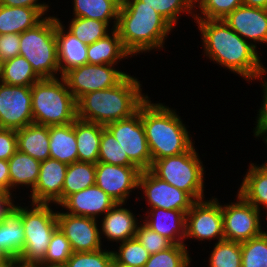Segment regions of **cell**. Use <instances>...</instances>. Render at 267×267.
I'll use <instances>...</instances> for the list:
<instances>
[{
  "label": "cell",
  "instance_id": "obj_1",
  "mask_svg": "<svg viewBox=\"0 0 267 267\" xmlns=\"http://www.w3.org/2000/svg\"><path fill=\"white\" fill-rule=\"evenodd\" d=\"M193 23L198 25L205 58L225 71L238 74L249 84L267 74L260 51L241 38L223 19H194Z\"/></svg>",
  "mask_w": 267,
  "mask_h": 267
},
{
  "label": "cell",
  "instance_id": "obj_2",
  "mask_svg": "<svg viewBox=\"0 0 267 267\" xmlns=\"http://www.w3.org/2000/svg\"><path fill=\"white\" fill-rule=\"evenodd\" d=\"M124 48L133 56L163 50L174 28L139 0H122L115 28Z\"/></svg>",
  "mask_w": 267,
  "mask_h": 267
},
{
  "label": "cell",
  "instance_id": "obj_3",
  "mask_svg": "<svg viewBox=\"0 0 267 267\" xmlns=\"http://www.w3.org/2000/svg\"><path fill=\"white\" fill-rule=\"evenodd\" d=\"M141 83L130 73L116 86L84 94L76 101L77 118L106 126L131 117L149 97Z\"/></svg>",
  "mask_w": 267,
  "mask_h": 267
},
{
  "label": "cell",
  "instance_id": "obj_4",
  "mask_svg": "<svg viewBox=\"0 0 267 267\" xmlns=\"http://www.w3.org/2000/svg\"><path fill=\"white\" fill-rule=\"evenodd\" d=\"M141 120L152 162L189 151L195 144L176 109L148 97L141 104ZM194 141V142H193Z\"/></svg>",
  "mask_w": 267,
  "mask_h": 267
},
{
  "label": "cell",
  "instance_id": "obj_5",
  "mask_svg": "<svg viewBox=\"0 0 267 267\" xmlns=\"http://www.w3.org/2000/svg\"><path fill=\"white\" fill-rule=\"evenodd\" d=\"M31 94L35 124L67 125L77 119L76 100L62 76L41 78L31 86Z\"/></svg>",
  "mask_w": 267,
  "mask_h": 267
},
{
  "label": "cell",
  "instance_id": "obj_6",
  "mask_svg": "<svg viewBox=\"0 0 267 267\" xmlns=\"http://www.w3.org/2000/svg\"><path fill=\"white\" fill-rule=\"evenodd\" d=\"M21 203L16 202L13 206L21 216L25 233L24 249L17 260L24 263H40L44 259L54 231L58 228V206L54 208V204L35 203H27L26 206L25 203Z\"/></svg>",
  "mask_w": 267,
  "mask_h": 267
},
{
  "label": "cell",
  "instance_id": "obj_7",
  "mask_svg": "<svg viewBox=\"0 0 267 267\" xmlns=\"http://www.w3.org/2000/svg\"><path fill=\"white\" fill-rule=\"evenodd\" d=\"M195 145L187 152L152 162L150 171L170 185L188 193L195 201L205 198V166Z\"/></svg>",
  "mask_w": 267,
  "mask_h": 267
},
{
  "label": "cell",
  "instance_id": "obj_8",
  "mask_svg": "<svg viewBox=\"0 0 267 267\" xmlns=\"http://www.w3.org/2000/svg\"><path fill=\"white\" fill-rule=\"evenodd\" d=\"M55 31L54 14L20 34L19 55L31 64L40 78L60 77Z\"/></svg>",
  "mask_w": 267,
  "mask_h": 267
},
{
  "label": "cell",
  "instance_id": "obj_9",
  "mask_svg": "<svg viewBox=\"0 0 267 267\" xmlns=\"http://www.w3.org/2000/svg\"><path fill=\"white\" fill-rule=\"evenodd\" d=\"M188 239L201 241V243L203 241L205 243L206 240L208 242L225 240L222 206L218 198L212 196L194 202L186 213V237L184 240L186 247H189L186 242Z\"/></svg>",
  "mask_w": 267,
  "mask_h": 267
},
{
  "label": "cell",
  "instance_id": "obj_10",
  "mask_svg": "<svg viewBox=\"0 0 267 267\" xmlns=\"http://www.w3.org/2000/svg\"><path fill=\"white\" fill-rule=\"evenodd\" d=\"M234 202L222 206L224 238L228 241L245 242L261 235L265 229L262 225L260 210L248 203L239 193ZM263 227V228H262Z\"/></svg>",
  "mask_w": 267,
  "mask_h": 267
},
{
  "label": "cell",
  "instance_id": "obj_11",
  "mask_svg": "<svg viewBox=\"0 0 267 267\" xmlns=\"http://www.w3.org/2000/svg\"><path fill=\"white\" fill-rule=\"evenodd\" d=\"M118 140L124 155L141 171L150 169L152 156L141 120V105L131 117L105 126Z\"/></svg>",
  "mask_w": 267,
  "mask_h": 267
},
{
  "label": "cell",
  "instance_id": "obj_12",
  "mask_svg": "<svg viewBox=\"0 0 267 267\" xmlns=\"http://www.w3.org/2000/svg\"><path fill=\"white\" fill-rule=\"evenodd\" d=\"M114 65L85 64L67 71L64 78L68 89L77 101L84 94L116 86L127 74Z\"/></svg>",
  "mask_w": 267,
  "mask_h": 267
},
{
  "label": "cell",
  "instance_id": "obj_13",
  "mask_svg": "<svg viewBox=\"0 0 267 267\" xmlns=\"http://www.w3.org/2000/svg\"><path fill=\"white\" fill-rule=\"evenodd\" d=\"M141 190V193L140 191ZM147 203V210L151 208H163L166 210H179L187 213L195 200L183 190L170 185L166 181L155 176L149 169L140 173L137 194Z\"/></svg>",
  "mask_w": 267,
  "mask_h": 267
},
{
  "label": "cell",
  "instance_id": "obj_14",
  "mask_svg": "<svg viewBox=\"0 0 267 267\" xmlns=\"http://www.w3.org/2000/svg\"><path fill=\"white\" fill-rule=\"evenodd\" d=\"M31 86L0 83V128L19 130L33 122Z\"/></svg>",
  "mask_w": 267,
  "mask_h": 267
},
{
  "label": "cell",
  "instance_id": "obj_15",
  "mask_svg": "<svg viewBox=\"0 0 267 267\" xmlns=\"http://www.w3.org/2000/svg\"><path fill=\"white\" fill-rule=\"evenodd\" d=\"M141 170L137 166H120L108 163H96L95 185L100 187L106 194L117 203H128L138 191V180Z\"/></svg>",
  "mask_w": 267,
  "mask_h": 267
},
{
  "label": "cell",
  "instance_id": "obj_16",
  "mask_svg": "<svg viewBox=\"0 0 267 267\" xmlns=\"http://www.w3.org/2000/svg\"><path fill=\"white\" fill-rule=\"evenodd\" d=\"M59 229L70 242L73 252H92L103 248L99 222L90 217L72 215L57 211Z\"/></svg>",
  "mask_w": 267,
  "mask_h": 267
},
{
  "label": "cell",
  "instance_id": "obj_17",
  "mask_svg": "<svg viewBox=\"0 0 267 267\" xmlns=\"http://www.w3.org/2000/svg\"><path fill=\"white\" fill-rule=\"evenodd\" d=\"M67 166L51 158L41 162L37 184L29 194H26L30 198L28 200H31L28 202L59 206L62 203V189Z\"/></svg>",
  "mask_w": 267,
  "mask_h": 267
},
{
  "label": "cell",
  "instance_id": "obj_18",
  "mask_svg": "<svg viewBox=\"0 0 267 267\" xmlns=\"http://www.w3.org/2000/svg\"><path fill=\"white\" fill-rule=\"evenodd\" d=\"M241 38L257 44L267 45V9L241 5L223 19Z\"/></svg>",
  "mask_w": 267,
  "mask_h": 267
},
{
  "label": "cell",
  "instance_id": "obj_19",
  "mask_svg": "<svg viewBox=\"0 0 267 267\" xmlns=\"http://www.w3.org/2000/svg\"><path fill=\"white\" fill-rule=\"evenodd\" d=\"M124 206H126L124 202L116 203L100 218L101 221L98 220L100 238L101 241L103 240L102 244L106 239L109 245L112 242L118 244L135 237L137 227L142 222V217L139 213L135 214L133 210L129 209L130 207Z\"/></svg>",
  "mask_w": 267,
  "mask_h": 267
},
{
  "label": "cell",
  "instance_id": "obj_20",
  "mask_svg": "<svg viewBox=\"0 0 267 267\" xmlns=\"http://www.w3.org/2000/svg\"><path fill=\"white\" fill-rule=\"evenodd\" d=\"M117 202L100 187L93 185L69 195L58 208L63 212L100 220Z\"/></svg>",
  "mask_w": 267,
  "mask_h": 267
},
{
  "label": "cell",
  "instance_id": "obj_21",
  "mask_svg": "<svg viewBox=\"0 0 267 267\" xmlns=\"http://www.w3.org/2000/svg\"><path fill=\"white\" fill-rule=\"evenodd\" d=\"M142 222L152 231L170 240L173 244H184L186 237V213L179 210L151 208L142 214Z\"/></svg>",
  "mask_w": 267,
  "mask_h": 267
},
{
  "label": "cell",
  "instance_id": "obj_22",
  "mask_svg": "<svg viewBox=\"0 0 267 267\" xmlns=\"http://www.w3.org/2000/svg\"><path fill=\"white\" fill-rule=\"evenodd\" d=\"M56 15V41L60 76L67 71L87 64L88 45L79 41Z\"/></svg>",
  "mask_w": 267,
  "mask_h": 267
},
{
  "label": "cell",
  "instance_id": "obj_23",
  "mask_svg": "<svg viewBox=\"0 0 267 267\" xmlns=\"http://www.w3.org/2000/svg\"><path fill=\"white\" fill-rule=\"evenodd\" d=\"M10 176V195L15 199L16 189L31 192L37 184L41 162L17 150L8 160ZM21 187V188H20ZM24 187V188H23ZM30 189V191H29ZM15 192V193H13Z\"/></svg>",
  "mask_w": 267,
  "mask_h": 267
},
{
  "label": "cell",
  "instance_id": "obj_24",
  "mask_svg": "<svg viewBox=\"0 0 267 267\" xmlns=\"http://www.w3.org/2000/svg\"><path fill=\"white\" fill-rule=\"evenodd\" d=\"M87 64H109L118 66L132 55L124 48L116 29H113L105 37L100 38L93 44L88 45Z\"/></svg>",
  "mask_w": 267,
  "mask_h": 267
},
{
  "label": "cell",
  "instance_id": "obj_25",
  "mask_svg": "<svg viewBox=\"0 0 267 267\" xmlns=\"http://www.w3.org/2000/svg\"><path fill=\"white\" fill-rule=\"evenodd\" d=\"M237 192L256 209L267 210V166L249 163Z\"/></svg>",
  "mask_w": 267,
  "mask_h": 267
},
{
  "label": "cell",
  "instance_id": "obj_26",
  "mask_svg": "<svg viewBox=\"0 0 267 267\" xmlns=\"http://www.w3.org/2000/svg\"><path fill=\"white\" fill-rule=\"evenodd\" d=\"M16 134L20 152L40 162L50 158L49 126L32 123L17 130Z\"/></svg>",
  "mask_w": 267,
  "mask_h": 267
},
{
  "label": "cell",
  "instance_id": "obj_27",
  "mask_svg": "<svg viewBox=\"0 0 267 267\" xmlns=\"http://www.w3.org/2000/svg\"><path fill=\"white\" fill-rule=\"evenodd\" d=\"M50 158L67 165L78 161V150L73 123L49 126Z\"/></svg>",
  "mask_w": 267,
  "mask_h": 267
},
{
  "label": "cell",
  "instance_id": "obj_28",
  "mask_svg": "<svg viewBox=\"0 0 267 267\" xmlns=\"http://www.w3.org/2000/svg\"><path fill=\"white\" fill-rule=\"evenodd\" d=\"M45 16L36 8L0 5V35L26 31L40 23Z\"/></svg>",
  "mask_w": 267,
  "mask_h": 267
},
{
  "label": "cell",
  "instance_id": "obj_29",
  "mask_svg": "<svg viewBox=\"0 0 267 267\" xmlns=\"http://www.w3.org/2000/svg\"><path fill=\"white\" fill-rule=\"evenodd\" d=\"M75 129L78 161L97 163L102 130L105 126L76 119L73 122Z\"/></svg>",
  "mask_w": 267,
  "mask_h": 267
},
{
  "label": "cell",
  "instance_id": "obj_30",
  "mask_svg": "<svg viewBox=\"0 0 267 267\" xmlns=\"http://www.w3.org/2000/svg\"><path fill=\"white\" fill-rule=\"evenodd\" d=\"M122 0H72V17L100 20L115 29ZM113 23V24H112Z\"/></svg>",
  "mask_w": 267,
  "mask_h": 267
},
{
  "label": "cell",
  "instance_id": "obj_31",
  "mask_svg": "<svg viewBox=\"0 0 267 267\" xmlns=\"http://www.w3.org/2000/svg\"><path fill=\"white\" fill-rule=\"evenodd\" d=\"M25 233L21 216L13 209L0 221V249L16 260L24 249Z\"/></svg>",
  "mask_w": 267,
  "mask_h": 267
},
{
  "label": "cell",
  "instance_id": "obj_32",
  "mask_svg": "<svg viewBox=\"0 0 267 267\" xmlns=\"http://www.w3.org/2000/svg\"><path fill=\"white\" fill-rule=\"evenodd\" d=\"M96 164L76 161L67 166L62 189V202L74 193L95 185Z\"/></svg>",
  "mask_w": 267,
  "mask_h": 267
},
{
  "label": "cell",
  "instance_id": "obj_33",
  "mask_svg": "<svg viewBox=\"0 0 267 267\" xmlns=\"http://www.w3.org/2000/svg\"><path fill=\"white\" fill-rule=\"evenodd\" d=\"M69 22L64 27L86 45L93 44L113 30L107 23L95 19L71 17Z\"/></svg>",
  "mask_w": 267,
  "mask_h": 267
},
{
  "label": "cell",
  "instance_id": "obj_34",
  "mask_svg": "<svg viewBox=\"0 0 267 267\" xmlns=\"http://www.w3.org/2000/svg\"><path fill=\"white\" fill-rule=\"evenodd\" d=\"M41 78L31 64L21 55L4 61L2 83L16 86H32Z\"/></svg>",
  "mask_w": 267,
  "mask_h": 267
},
{
  "label": "cell",
  "instance_id": "obj_35",
  "mask_svg": "<svg viewBox=\"0 0 267 267\" xmlns=\"http://www.w3.org/2000/svg\"><path fill=\"white\" fill-rule=\"evenodd\" d=\"M155 9L173 28L185 14L195 17V0H139ZM182 14V15H181ZM184 14V15H183Z\"/></svg>",
  "mask_w": 267,
  "mask_h": 267
},
{
  "label": "cell",
  "instance_id": "obj_36",
  "mask_svg": "<svg viewBox=\"0 0 267 267\" xmlns=\"http://www.w3.org/2000/svg\"><path fill=\"white\" fill-rule=\"evenodd\" d=\"M184 244H173L168 249L150 255L144 267H190L193 258Z\"/></svg>",
  "mask_w": 267,
  "mask_h": 267
},
{
  "label": "cell",
  "instance_id": "obj_37",
  "mask_svg": "<svg viewBox=\"0 0 267 267\" xmlns=\"http://www.w3.org/2000/svg\"><path fill=\"white\" fill-rule=\"evenodd\" d=\"M213 244L208 255L209 267H241V243L222 240Z\"/></svg>",
  "mask_w": 267,
  "mask_h": 267
},
{
  "label": "cell",
  "instance_id": "obj_38",
  "mask_svg": "<svg viewBox=\"0 0 267 267\" xmlns=\"http://www.w3.org/2000/svg\"><path fill=\"white\" fill-rule=\"evenodd\" d=\"M117 245H119L117 247ZM117 249L112 248L113 259L120 264L132 267H144L150 257V253L134 237L132 239L120 242L115 245Z\"/></svg>",
  "mask_w": 267,
  "mask_h": 267
},
{
  "label": "cell",
  "instance_id": "obj_39",
  "mask_svg": "<svg viewBox=\"0 0 267 267\" xmlns=\"http://www.w3.org/2000/svg\"><path fill=\"white\" fill-rule=\"evenodd\" d=\"M241 267H267V231L241 243Z\"/></svg>",
  "mask_w": 267,
  "mask_h": 267
},
{
  "label": "cell",
  "instance_id": "obj_40",
  "mask_svg": "<svg viewBox=\"0 0 267 267\" xmlns=\"http://www.w3.org/2000/svg\"><path fill=\"white\" fill-rule=\"evenodd\" d=\"M243 5V0H195L194 19H224Z\"/></svg>",
  "mask_w": 267,
  "mask_h": 267
},
{
  "label": "cell",
  "instance_id": "obj_41",
  "mask_svg": "<svg viewBox=\"0 0 267 267\" xmlns=\"http://www.w3.org/2000/svg\"><path fill=\"white\" fill-rule=\"evenodd\" d=\"M98 162L120 166H135L129 160L128 156L124 155V151L118 140H116L113 134L106 127L102 130Z\"/></svg>",
  "mask_w": 267,
  "mask_h": 267
},
{
  "label": "cell",
  "instance_id": "obj_42",
  "mask_svg": "<svg viewBox=\"0 0 267 267\" xmlns=\"http://www.w3.org/2000/svg\"><path fill=\"white\" fill-rule=\"evenodd\" d=\"M106 248L108 247L92 252H73L65 265L66 267H111L113 252L111 248L108 250Z\"/></svg>",
  "mask_w": 267,
  "mask_h": 267
},
{
  "label": "cell",
  "instance_id": "obj_43",
  "mask_svg": "<svg viewBox=\"0 0 267 267\" xmlns=\"http://www.w3.org/2000/svg\"><path fill=\"white\" fill-rule=\"evenodd\" d=\"M72 254L70 242L58 227L54 231L44 259L40 263L65 264Z\"/></svg>",
  "mask_w": 267,
  "mask_h": 267
},
{
  "label": "cell",
  "instance_id": "obj_44",
  "mask_svg": "<svg viewBox=\"0 0 267 267\" xmlns=\"http://www.w3.org/2000/svg\"><path fill=\"white\" fill-rule=\"evenodd\" d=\"M135 238L150 253V255L168 249L173 245L170 240L161 236L158 232L152 231L143 222L138 225Z\"/></svg>",
  "mask_w": 267,
  "mask_h": 267
},
{
  "label": "cell",
  "instance_id": "obj_45",
  "mask_svg": "<svg viewBox=\"0 0 267 267\" xmlns=\"http://www.w3.org/2000/svg\"><path fill=\"white\" fill-rule=\"evenodd\" d=\"M267 75L264 74L263 76L256 79L259 83H261L262 87V102L261 107L257 110L255 128H253V136L259 140L263 135L267 134ZM261 81V82H260Z\"/></svg>",
  "mask_w": 267,
  "mask_h": 267
},
{
  "label": "cell",
  "instance_id": "obj_46",
  "mask_svg": "<svg viewBox=\"0 0 267 267\" xmlns=\"http://www.w3.org/2000/svg\"><path fill=\"white\" fill-rule=\"evenodd\" d=\"M20 34H1L0 35V58L3 61L12 59L19 55Z\"/></svg>",
  "mask_w": 267,
  "mask_h": 267
},
{
  "label": "cell",
  "instance_id": "obj_47",
  "mask_svg": "<svg viewBox=\"0 0 267 267\" xmlns=\"http://www.w3.org/2000/svg\"><path fill=\"white\" fill-rule=\"evenodd\" d=\"M18 150L15 130L0 128V160H9Z\"/></svg>",
  "mask_w": 267,
  "mask_h": 267
},
{
  "label": "cell",
  "instance_id": "obj_48",
  "mask_svg": "<svg viewBox=\"0 0 267 267\" xmlns=\"http://www.w3.org/2000/svg\"><path fill=\"white\" fill-rule=\"evenodd\" d=\"M41 0H0V5L4 6H11V7H30L36 8L39 10L45 17L50 16L47 14L51 10L49 3L47 2H40Z\"/></svg>",
  "mask_w": 267,
  "mask_h": 267
},
{
  "label": "cell",
  "instance_id": "obj_49",
  "mask_svg": "<svg viewBox=\"0 0 267 267\" xmlns=\"http://www.w3.org/2000/svg\"><path fill=\"white\" fill-rule=\"evenodd\" d=\"M0 191L10 195L9 164L7 160H0Z\"/></svg>",
  "mask_w": 267,
  "mask_h": 267
},
{
  "label": "cell",
  "instance_id": "obj_50",
  "mask_svg": "<svg viewBox=\"0 0 267 267\" xmlns=\"http://www.w3.org/2000/svg\"><path fill=\"white\" fill-rule=\"evenodd\" d=\"M12 195L0 191V221H2L12 210L15 203Z\"/></svg>",
  "mask_w": 267,
  "mask_h": 267
},
{
  "label": "cell",
  "instance_id": "obj_51",
  "mask_svg": "<svg viewBox=\"0 0 267 267\" xmlns=\"http://www.w3.org/2000/svg\"><path fill=\"white\" fill-rule=\"evenodd\" d=\"M243 5L267 9V0H243Z\"/></svg>",
  "mask_w": 267,
  "mask_h": 267
},
{
  "label": "cell",
  "instance_id": "obj_52",
  "mask_svg": "<svg viewBox=\"0 0 267 267\" xmlns=\"http://www.w3.org/2000/svg\"><path fill=\"white\" fill-rule=\"evenodd\" d=\"M13 267H40V263H24L19 260H13Z\"/></svg>",
  "mask_w": 267,
  "mask_h": 267
},
{
  "label": "cell",
  "instance_id": "obj_53",
  "mask_svg": "<svg viewBox=\"0 0 267 267\" xmlns=\"http://www.w3.org/2000/svg\"><path fill=\"white\" fill-rule=\"evenodd\" d=\"M11 262V259L0 249V267Z\"/></svg>",
  "mask_w": 267,
  "mask_h": 267
},
{
  "label": "cell",
  "instance_id": "obj_54",
  "mask_svg": "<svg viewBox=\"0 0 267 267\" xmlns=\"http://www.w3.org/2000/svg\"><path fill=\"white\" fill-rule=\"evenodd\" d=\"M40 267H66L65 264H46L40 263Z\"/></svg>",
  "mask_w": 267,
  "mask_h": 267
},
{
  "label": "cell",
  "instance_id": "obj_55",
  "mask_svg": "<svg viewBox=\"0 0 267 267\" xmlns=\"http://www.w3.org/2000/svg\"><path fill=\"white\" fill-rule=\"evenodd\" d=\"M4 61L0 58V83H2Z\"/></svg>",
  "mask_w": 267,
  "mask_h": 267
},
{
  "label": "cell",
  "instance_id": "obj_56",
  "mask_svg": "<svg viewBox=\"0 0 267 267\" xmlns=\"http://www.w3.org/2000/svg\"><path fill=\"white\" fill-rule=\"evenodd\" d=\"M111 267H132V266H126L120 263H117L114 259L112 261Z\"/></svg>",
  "mask_w": 267,
  "mask_h": 267
},
{
  "label": "cell",
  "instance_id": "obj_57",
  "mask_svg": "<svg viewBox=\"0 0 267 267\" xmlns=\"http://www.w3.org/2000/svg\"><path fill=\"white\" fill-rule=\"evenodd\" d=\"M261 139L264 141L263 143L265 144V146H267V134L263 135L259 140H261ZM263 164L267 166V160H265V162Z\"/></svg>",
  "mask_w": 267,
  "mask_h": 267
},
{
  "label": "cell",
  "instance_id": "obj_58",
  "mask_svg": "<svg viewBox=\"0 0 267 267\" xmlns=\"http://www.w3.org/2000/svg\"><path fill=\"white\" fill-rule=\"evenodd\" d=\"M2 267H13V260H11V262L5 266H2Z\"/></svg>",
  "mask_w": 267,
  "mask_h": 267
},
{
  "label": "cell",
  "instance_id": "obj_59",
  "mask_svg": "<svg viewBox=\"0 0 267 267\" xmlns=\"http://www.w3.org/2000/svg\"><path fill=\"white\" fill-rule=\"evenodd\" d=\"M264 213H265V215H266L265 217L267 218V211H266V212H264ZM266 218H264V220H266V221H267V219H266Z\"/></svg>",
  "mask_w": 267,
  "mask_h": 267
}]
</instances>
